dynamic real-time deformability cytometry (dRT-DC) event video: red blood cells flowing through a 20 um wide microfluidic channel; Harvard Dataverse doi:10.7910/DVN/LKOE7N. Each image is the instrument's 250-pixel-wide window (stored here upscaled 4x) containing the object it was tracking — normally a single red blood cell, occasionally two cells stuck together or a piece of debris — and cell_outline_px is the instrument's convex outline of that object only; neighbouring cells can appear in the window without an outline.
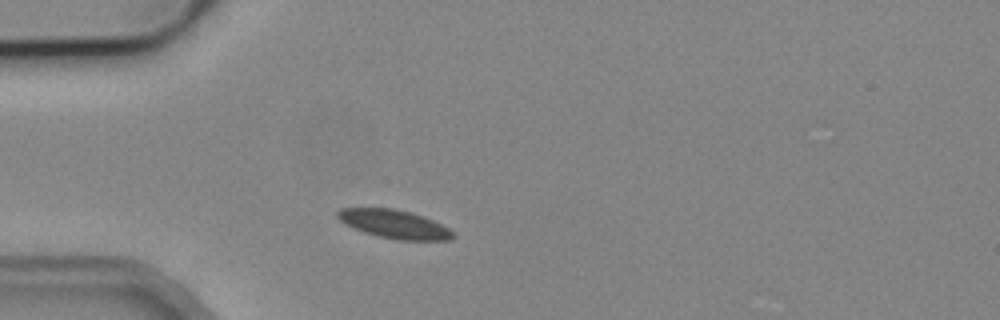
{"species": "common noctule bat (a hibernating species)", "species_latin": "Nyctalus noctula", "temperature_condition": "cold", "stored_images_in_passage": 3, "camera_frame_rate_fps": 3000, "um_per_image_px": 0.085, "animal": {"sex": "male", "body_mass_g": 19.2, "forearm_length_mm": 51.8}, "frame": {"image": 1, "passage_image": 2, "time_ms": 1.333, "image_size_px": [1000, 320], "cell_outline_px": [[456, 236], [452, 240], [396, 240], [376, 236], [364, 232], [344, 224], [336, 216], [336, 212], [340, 208], [392, 208], [408, 212], [432, 220], [448, 228]], "centroid_in_image_um": [33.48, 19.06], "position_along_channel_um": 51.5, "area_um2": 19.07}}